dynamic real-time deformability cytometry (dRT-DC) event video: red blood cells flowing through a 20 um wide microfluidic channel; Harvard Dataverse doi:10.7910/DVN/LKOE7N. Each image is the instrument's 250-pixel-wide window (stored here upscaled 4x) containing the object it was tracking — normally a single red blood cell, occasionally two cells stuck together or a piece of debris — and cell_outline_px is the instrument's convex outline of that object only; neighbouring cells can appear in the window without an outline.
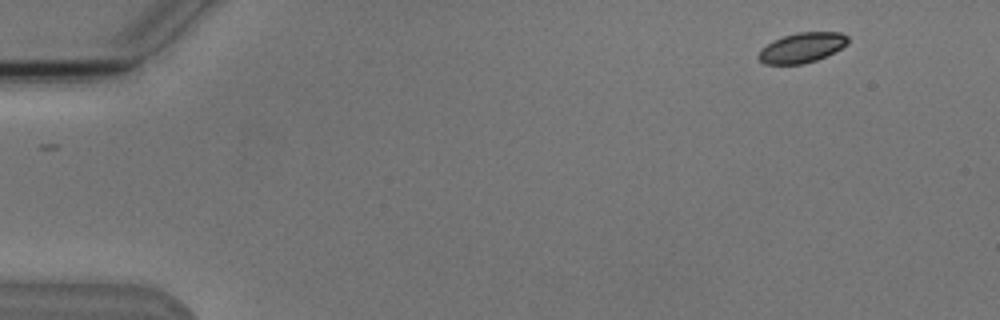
{"species": "Egyptian fruit bat (a non-hibernating species)", "species_latin": "Rousettus aegyptiacus", "temperature_condition": "cold", "stored_images_in_passage": 2, "camera_frame_rate_fps": 3000, "um_per_image_px": 0.085, "animal": {"sex": "male"}, "frame": {"image": 1, "passage_image": 2, "time_ms": 1.0, "image_size_px": [1000, 320], "cell_outline_px": [[848, 44], [816, 60], [804, 64], [764, 64], [756, 56], [760, 48], [784, 36], [796, 32], [840, 32], [848, 36]], "centroid_in_image_um": [68.14, 4.05], "position_along_channel_um": 16.9, "area_um2": 15.49}}